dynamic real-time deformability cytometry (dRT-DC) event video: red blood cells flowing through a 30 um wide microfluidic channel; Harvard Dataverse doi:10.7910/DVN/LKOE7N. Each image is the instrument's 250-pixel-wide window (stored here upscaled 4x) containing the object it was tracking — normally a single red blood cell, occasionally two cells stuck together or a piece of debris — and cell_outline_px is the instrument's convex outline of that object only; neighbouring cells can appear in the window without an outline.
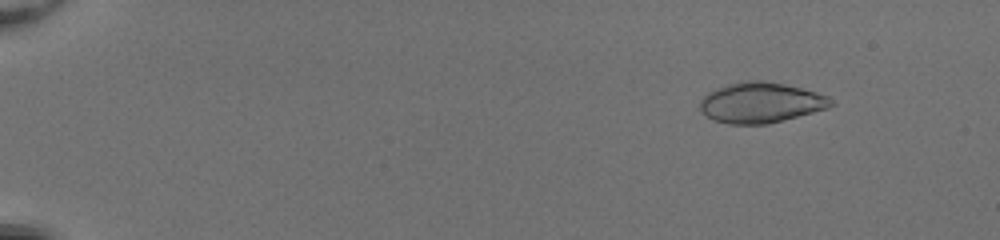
{"species": "common noctule bat (a hibernating species)", "species_latin": "Nyctalus noctula", "temperature_condition": "room temperature", "stored_images_in_passage": 52, "camera_frame_rate_fps": 3000, "um_per_image_px": 0.085, "animal": {"sex": "female", "body_mass_g": 20.0, "forearm_length_mm": 54.0}, "frame": {"image": 1, "passage_image": 7, "time_ms": 2.0, "image_size_px": [1000, 240], "cell_outline_px": [[836, 104], [828, 108], [768, 124], [728, 124], [712, 120], [700, 108], [700, 100], [708, 92], [716, 88], [728, 84], [748, 80], [764, 80], [784, 84], [816, 92], [828, 96]], "centroid_in_image_um": [64.67, 8.72], "position_along_channel_um": 20.3, "area_um2": 30.81}}
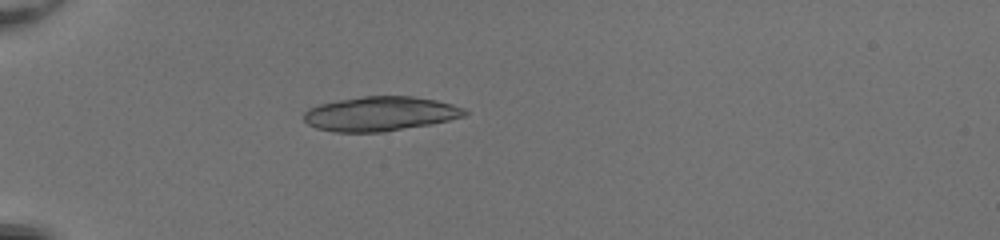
{"frame": {"image": 2, "passage_image": 18, "time_ms": 5.667, "image_size_px": [1000, 240], "cell_outline_px": [[468, 112], [464, 116], [448, 120], [428, 124], [384, 132], [336, 132], [316, 128], [308, 124], [304, 120], [304, 112], [308, 108], [320, 104], [340, 100], [364, 96], [412, 96], [436, 100], [452, 104], [464, 108]], "centroid_in_image_um": [32.3, 9.67], "position_along_channel_um": 52.7, "area_um2": 32.08}}